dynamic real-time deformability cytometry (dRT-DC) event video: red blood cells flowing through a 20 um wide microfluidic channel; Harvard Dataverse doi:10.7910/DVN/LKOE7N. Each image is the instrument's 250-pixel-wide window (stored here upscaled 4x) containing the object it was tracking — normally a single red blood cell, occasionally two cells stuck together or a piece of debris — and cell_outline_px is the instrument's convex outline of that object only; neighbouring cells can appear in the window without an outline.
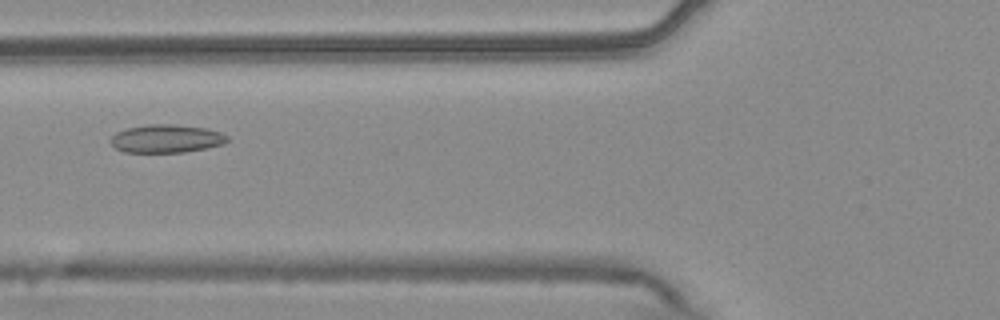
{"species": "common noctule bat (a hibernating species)", "species_latin": "Nyctalus noctula", "temperature_condition": "warm", "stored_images_in_passage": 53, "camera_frame_rate_fps": 3000, "um_per_image_px": 0.085, "animal": {"sex": "male", "body_mass_g": 20.4}, "frame": {"image": 1, "passage_image": 20, "time_ms": 6.333, "image_size_px": [1000, 320], "cell_outline_px": [[228, 140], [224, 144], [184, 152], [124, 152], [116, 148], [112, 144], [112, 136], [116, 132], [128, 128], [148, 124], [176, 124], [208, 128], [220, 132], [228, 136]], "centroid_in_image_um": [14.17, 11.77], "position_along_channel_um": 111.6, "area_um2": 19.07}}
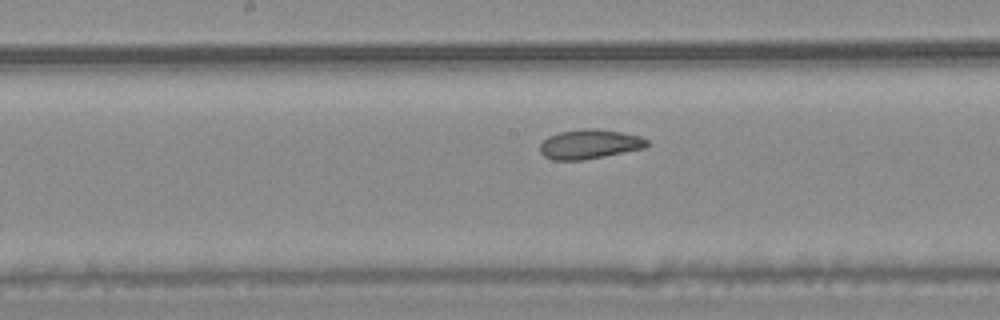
{"frame": {"image": 2, "passage_image": 27, "time_ms": 8.667, "image_size_px": [1000, 320], "cell_outline_px": [[648, 144], [644, 148], [584, 160], [552, 160], [544, 156], [540, 152], [540, 144], [548, 136], [560, 132], [588, 128], [596, 128], [620, 132], [640, 136], [648, 140]], "centroid_in_image_um": [50.09, 12.26], "position_along_channel_um": 198.1, "area_um2": 18.26}}
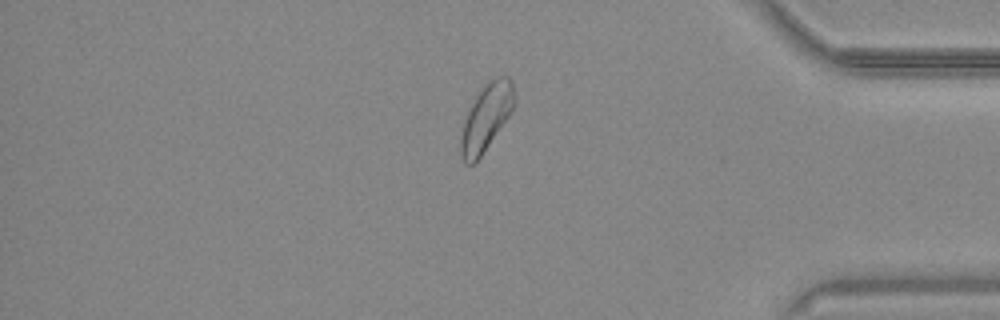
{"frame": {"image": 3, "passage_image": 45, "time_ms": 14.667, "image_size_px": [1000, 320], "cell_outline_px": [[512, 108], [508, 116], [476, 164], [464, 164], [460, 156], [460, 136], [464, 120], [468, 108], [484, 84], [488, 80], [496, 76], [508, 76], [512, 80]], "centroid_in_image_um": [41.26, 10.02], "position_along_channel_um": 393.9, "area_um2": 20.63}, "authors_computed_cell_mechanics": {"area_um2": 20.6346, "velocity_mm_per_s": 3.7002, "shape_relaxation_time_tau1_ms": 5.6042, "shape_relaxation_time_tau2_ms": 2.7801, "deformation_change_tau1": 0.0782, "deformation_change_tau2": 0.0788}}